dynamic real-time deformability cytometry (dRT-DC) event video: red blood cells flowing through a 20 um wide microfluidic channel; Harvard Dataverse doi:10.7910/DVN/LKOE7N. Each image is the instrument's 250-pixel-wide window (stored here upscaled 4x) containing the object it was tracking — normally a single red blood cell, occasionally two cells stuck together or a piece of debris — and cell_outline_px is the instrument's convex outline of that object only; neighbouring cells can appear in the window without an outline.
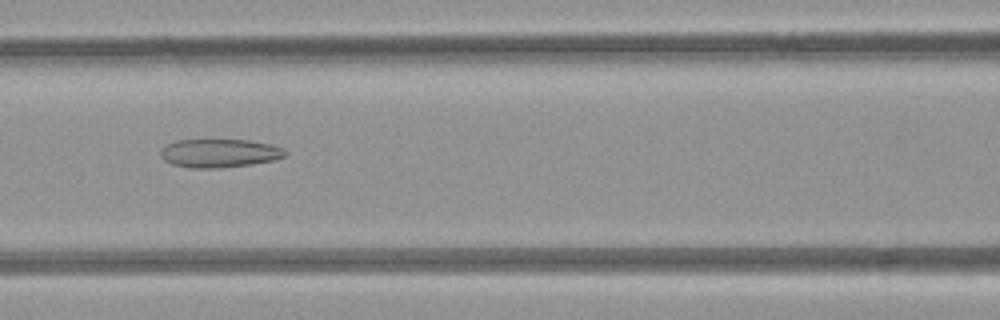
{"species": "common noctule bat (a hibernating species)", "species_latin": "Nyctalus noctula", "temperature_condition": "room temperature", "stored_images_in_passage": 7, "camera_frame_rate_fps": 3000, "um_per_image_px": 0.085, "animal": {"sex": "female", "body_mass_g": 21.9}, "frame": {"image": 1, "passage_image": 7, "time_ms": 7.667, "image_size_px": [1000, 320], "cell_outline_px": [[288, 152], [284, 156], [272, 160], [252, 164], [216, 168], [188, 168], [172, 164], [164, 160], [160, 156], [160, 148], [176, 140], [248, 140], [272, 144], [284, 148]], "centroid_in_image_um": [18.63, 13.02], "position_along_channel_um": 148.0, "area_um2": 20.75}}